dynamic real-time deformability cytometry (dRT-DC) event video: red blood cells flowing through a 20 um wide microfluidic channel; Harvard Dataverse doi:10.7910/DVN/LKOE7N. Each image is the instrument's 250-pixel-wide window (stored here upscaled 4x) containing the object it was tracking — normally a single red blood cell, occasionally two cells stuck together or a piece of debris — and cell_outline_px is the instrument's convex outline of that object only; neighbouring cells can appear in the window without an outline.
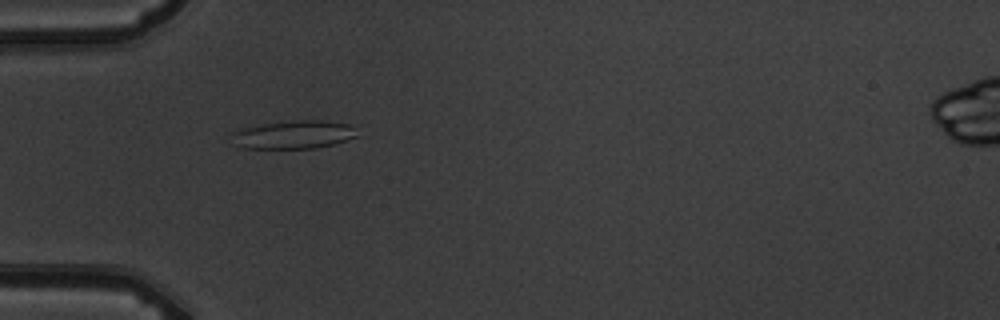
{"species": "common noctule bat (a hibernating species)", "species_latin": "Nyctalus noctula", "temperature_condition": "warm", "stored_images_in_passage": 6, "camera_frame_rate_fps": 3000, "um_per_image_px": 0.085, "animal": {"sex": "male", "body_mass_g": 19.5, "forearm_length_mm": 54.6}, "frame": {"image": 1, "passage_image": 5, "time_ms": 4.667, "image_size_px": [1000, 320], "cell_outline_px": [[360, 136], [332, 144], [316, 148], [244, 148], [232, 144], [232, 132], [240, 128], [264, 124], [296, 120], [320, 120], [348, 124]], "centroid_in_image_um": [24.92, 11.45], "position_along_channel_um": 60.1, "area_um2": 20.52}}
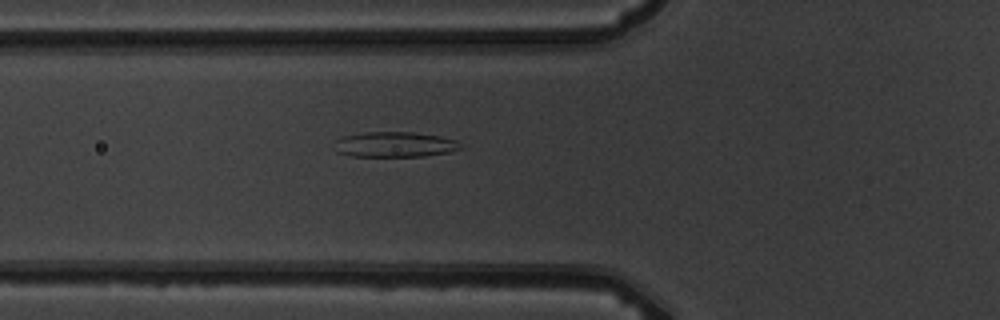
{"frame": {"image": 2, "passage_image": 6, "time_ms": 5.667, "image_size_px": [1000, 320], "cell_outline_px": [[464, 148], [452, 152], [424, 156], [352, 156], [336, 152], [336, 140], [340, 136], [364, 132], [412, 132], [440, 136], [456, 140]], "centroid_in_image_um": [33.58, 12.28], "position_along_channel_um": 92.2, "area_um2": 18.73}}